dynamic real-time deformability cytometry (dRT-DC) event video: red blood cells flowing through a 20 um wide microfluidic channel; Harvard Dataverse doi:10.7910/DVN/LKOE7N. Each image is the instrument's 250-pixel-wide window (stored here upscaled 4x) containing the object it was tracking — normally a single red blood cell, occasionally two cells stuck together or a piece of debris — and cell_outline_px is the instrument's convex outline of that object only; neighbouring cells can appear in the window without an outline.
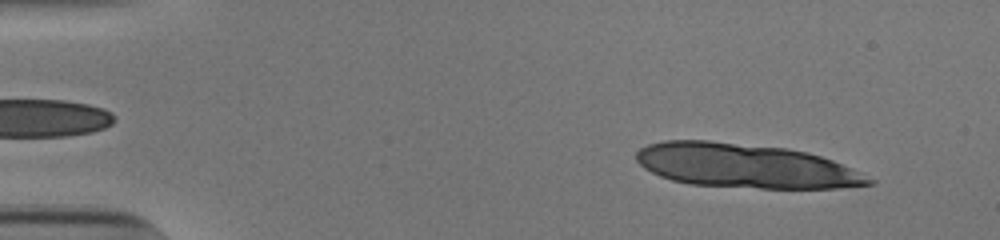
{"species": "human", "species_latin": "Homo sapiens", "temperature_condition": "cold", "stored_images_in_passage": 15, "camera_frame_rate_fps": 3000, "um_per_image_px": 0.085, "donor": {"sex": "male"}, "frame": {"image": 1, "passage_image": 4, "time_ms": 1.0, "image_size_px": [1000, 240], "cell_outline_px": [[876, 180], [872, 184], [836, 188], [760, 188], [688, 184], [672, 180], [660, 176], [644, 168], [636, 160], [636, 152], [640, 148], [648, 144], [664, 140], [712, 140], [788, 148], [808, 152], [832, 160]], "centroid_in_image_um": [63.32, 14.08], "position_along_channel_um": 21.7, "area_um2": 59.88}}